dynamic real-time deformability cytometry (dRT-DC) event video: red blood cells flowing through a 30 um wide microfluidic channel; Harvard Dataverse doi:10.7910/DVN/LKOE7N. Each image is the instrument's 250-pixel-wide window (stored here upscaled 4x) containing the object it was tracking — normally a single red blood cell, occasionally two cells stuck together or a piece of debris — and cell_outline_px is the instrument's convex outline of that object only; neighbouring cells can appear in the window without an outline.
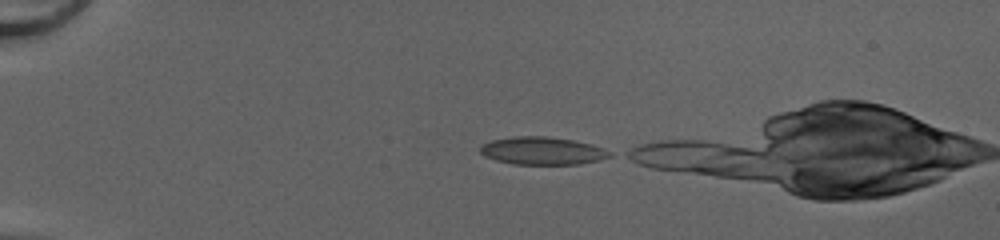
{"species": "common noctule bat (a hibernating species)", "species_latin": "Nyctalus noctula", "temperature_condition": "cold", "stored_images_in_passage": 16, "camera_frame_rate_fps": 3000, "um_per_image_px": 0.085, "animal": {"sex": "female", "body_mass_g": 20.0, "forearm_length_mm": 54.0}, "frame": {"image": 1, "passage_image": 1, "time_ms": 0.0, "image_size_px": [1000, 240], "cell_outline_px": [[612, 156], [600, 160], [580, 164], [512, 164], [496, 160], [484, 156], [480, 152], [480, 144], [492, 140], [512, 136], [548, 136], [572, 140], [592, 144], [604, 148], [612, 152]], "centroid_in_image_um": [46.11, 12.81], "position_along_channel_um": 38.9, "area_um2": 21.15}}
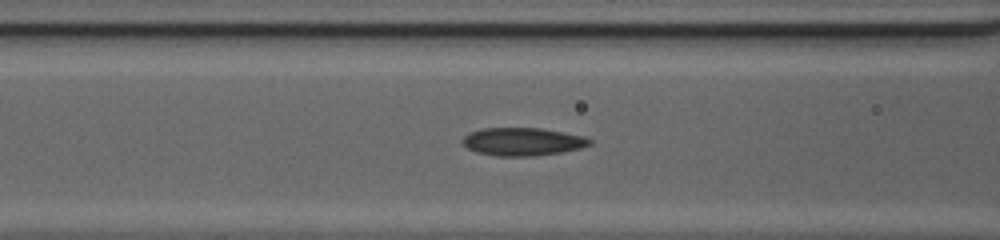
{"frame": {"image": 2, "passage_image": 11, "time_ms": 3.333, "image_size_px": [1000, 240], "cell_outline_px": [[592, 144], [580, 148], [560, 152], [536, 156], [496, 156], [476, 152], [468, 148], [460, 140], [468, 132], [484, 128], [540, 128], [584, 136], [592, 140]], "centroid_in_image_um": [44.4, 12.04], "position_along_channel_um": 122.2, "area_um2": 20.75}}
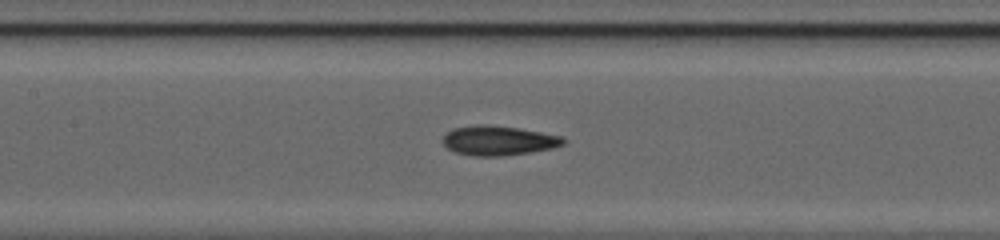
{"frame": {"image": 3, "passage_image": 14, "time_ms": 4.333, "image_size_px": [1000, 240], "cell_outline_px": [[568, 140], [564, 144], [552, 148], [532, 152], [500, 156], [472, 156], [456, 152], [448, 148], [444, 144], [444, 136], [452, 128], [480, 124], [488, 124], [520, 128], [560, 136]], "centroid_in_image_um": [42.39, 11.94], "position_along_channel_um": 165.0, "area_um2": 20.75}}